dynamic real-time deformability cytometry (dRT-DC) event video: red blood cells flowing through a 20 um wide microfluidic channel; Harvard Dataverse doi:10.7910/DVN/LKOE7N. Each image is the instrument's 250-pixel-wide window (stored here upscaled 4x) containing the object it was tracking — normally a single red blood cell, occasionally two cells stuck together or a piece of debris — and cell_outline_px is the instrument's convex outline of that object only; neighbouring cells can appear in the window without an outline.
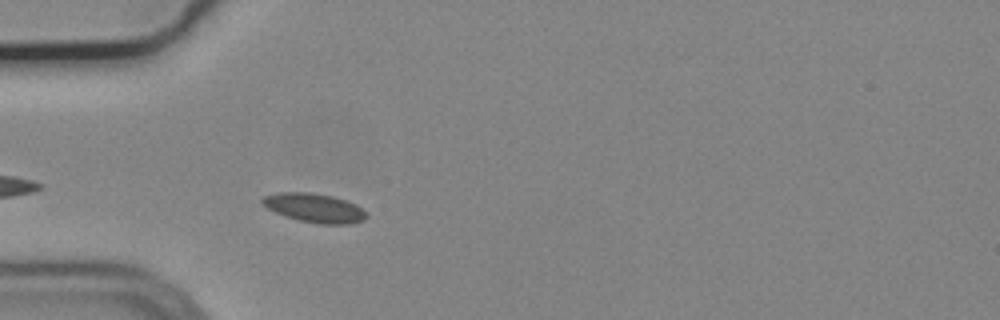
{"species": "common noctule bat (a hibernating species)", "species_latin": "Nyctalus noctula", "temperature_condition": "cold", "stored_images_in_passage": 9, "camera_frame_rate_fps": 3000, "um_per_image_px": 0.085, "animal": {"sex": "male", "body_mass_g": 19.2, "forearm_length_mm": 51.8}, "frame": {"image": 1, "passage_image": 4, "time_ms": 1.0, "image_size_px": [1000, 320], "cell_outline_px": [[368, 216], [364, 220], [352, 224], [320, 224], [300, 220], [276, 212], [260, 204], [260, 200], [264, 196], [280, 192], [312, 192], [332, 196], [356, 204]], "centroid_in_image_um": [26.72, 17.66], "position_along_channel_um": 58.3, "area_um2": 17.46}}